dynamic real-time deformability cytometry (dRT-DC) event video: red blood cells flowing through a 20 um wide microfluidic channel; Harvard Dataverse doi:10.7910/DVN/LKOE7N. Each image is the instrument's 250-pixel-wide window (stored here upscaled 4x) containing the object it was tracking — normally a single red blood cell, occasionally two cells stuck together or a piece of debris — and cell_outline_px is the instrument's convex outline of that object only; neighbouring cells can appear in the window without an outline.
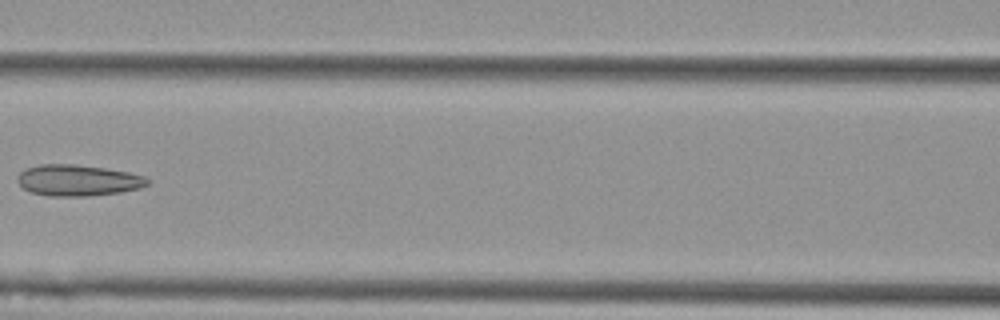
{"species": "Egyptian fruit bat (a non-hibernating species)", "species_latin": "Rousettus aegyptiacus", "temperature_condition": "cold", "stored_images_in_passage": 7, "camera_frame_rate_fps": 3000, "um_per_image_px": 0.085, "animal": {"sex": "female"}, "frame": {"image": 1, "passage_image": 6, "time_ms": 1.667, "image_size_px": [1000, 320], "cell_outline_px": [[148, 184], [140, 188], [120, 192], [88, 196], [48, 196], [32, 192], [24, 188], [16, 180], [16, 176], [20, 172], [28, 168], [40, 164], [76, 164], [104, 168], [128, 172], [144, 176], [148, 180]], "centroid_in_image_um": [6.6, 15.32], "position_along_channel_um": 160.0, "area_um2": 23.52}}
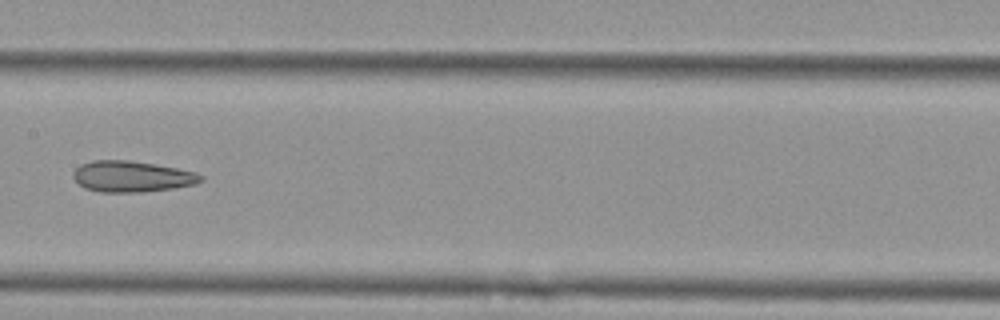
{"frame": {"image": 2, "passage_image": 7, "time_ms": 2.0, "image_size_px": [1000, 320], "cell_outline_px": [[204, 180], [196, 184], [176, 188], [140, 192], [100, 192], [84, 188], [72, 176], [76, 168], [80, 164], [92, 160], [128, 160], [156, 164], [196, 172], [204, 176]], "centroid_in_image_um": [11.24, 15.0], "position_along_channel_um": 196.2, "area_um2": 23.24}}